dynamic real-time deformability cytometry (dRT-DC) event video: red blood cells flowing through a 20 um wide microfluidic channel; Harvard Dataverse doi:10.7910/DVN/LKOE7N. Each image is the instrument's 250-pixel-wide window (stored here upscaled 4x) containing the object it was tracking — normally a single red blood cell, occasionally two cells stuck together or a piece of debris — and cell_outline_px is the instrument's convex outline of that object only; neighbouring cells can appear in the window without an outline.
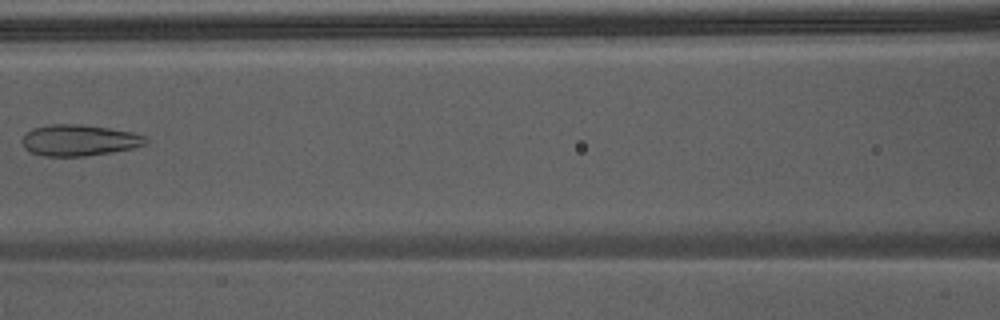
{"species": "Egyptian fruit bat (a non-hibernating species)", "species_latin": "Rousettus aegyptiacus", "temperature_condition": "warm", "stored_images_in_passage": 5, "camera_frame_rate_fps": 3000, "um_per_image_px": 0.085, "animal": {"sex": "male"}, "frame": {"image": 1, "passage_image": 5, "time_ms": 1.333, "image_size_px": [1000, 320], "cell_outline_px": [[148, 140], [144, 144], [132, 148], [112, 152], [84, 156], [44, 156], [32, 152], [24, 148], [20, 140], [32, 128], [48, 124], [80, 124], [108, 128], [132, 132], [144, 136]], "centroid_in_image_um": [6.69, 11.92], "position_along_channel_um": 159.9, "area_um2": 22.37}}